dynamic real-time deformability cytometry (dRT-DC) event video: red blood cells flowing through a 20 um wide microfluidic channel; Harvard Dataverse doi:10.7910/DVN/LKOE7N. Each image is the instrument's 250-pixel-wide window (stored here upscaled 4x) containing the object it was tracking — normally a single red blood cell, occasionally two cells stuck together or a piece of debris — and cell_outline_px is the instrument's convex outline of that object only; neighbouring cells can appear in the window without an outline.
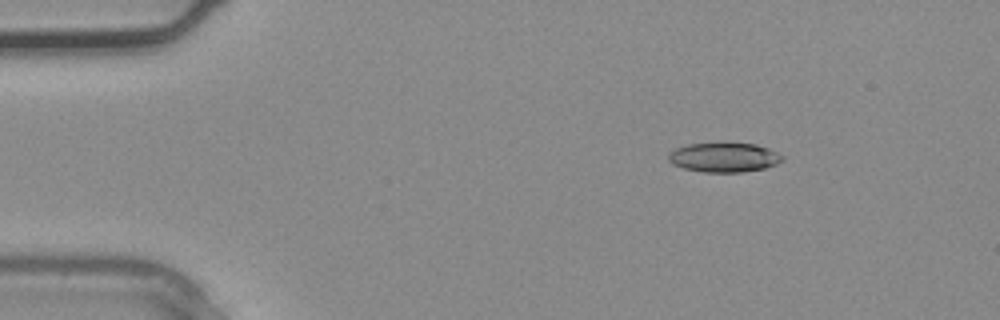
{"species": "common noctule bat (a hibernating species)", "species_latin": "Nyctalus noctula", "temperature_condition": "warm", "stored_images_in_passage": 2, "camera_frame_rate_fps": 3000, "um_per_image_px": 0.085, "animal": {"sex": "male", "body_mass_g": 20.4}, "frame": {"image": 1, "passage_image": 1, "time_ms": 0.0, "image_size_px": [1000, 320], "cell_outline_px": [[784, 160], [776, 164], [764, 168], [740, 172], [704, 172], [684, 168], [672, 164], [668, 160], [668, 152], [676, 148], [688, 144], [720, 140], [728, 140], [756, 144], [768, 148], [784, 156]], "centroid_in_image_um": [61.53, 13.32], "position_along_channel_um": 23.5, "area_um2": 20.4}}